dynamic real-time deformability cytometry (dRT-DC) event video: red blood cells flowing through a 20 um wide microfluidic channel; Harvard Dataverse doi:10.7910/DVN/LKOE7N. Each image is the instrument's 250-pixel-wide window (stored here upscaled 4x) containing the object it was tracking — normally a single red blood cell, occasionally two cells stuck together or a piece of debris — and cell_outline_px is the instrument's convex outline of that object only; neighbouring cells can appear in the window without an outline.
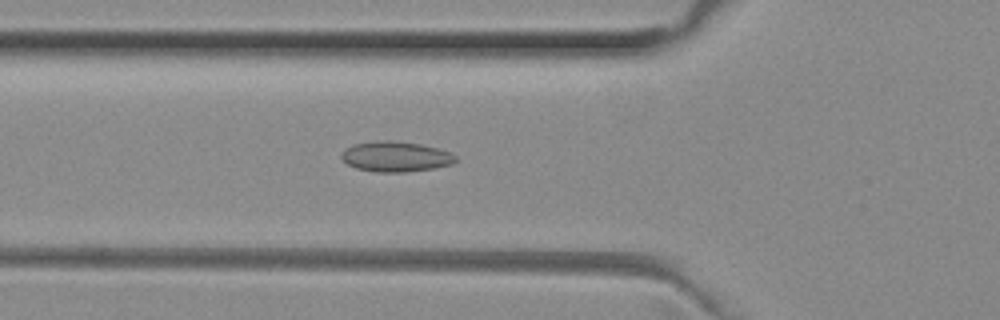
{"species": "common noctule bat (a hibernating species)", "species_latin": "Nyctalus noctula", "temperature_condition": "room temperature", "stored_images_in_passage": 46, "camera_frame_rate_fps": 3000, "um_per_image_px": 0.085, "animal": {"sex": "female", "body_mass_g": 29.2, "forearm_length_mm": 56.3}, "frame": {"image": 1, "passage_image": 13, "time_ms": 4.0, "image_size_px": [1000, 320], "cell_outline_px": [[456, 160], [452, 164], [436, 168], [404, 172], [376, 172], [356, 168], [348, 164], [340, 156], [340, 152], [344, 148], [352, 144], [376, 140], [388, 140], [420, 144], [436, 148], [448, 152], [456, 156]], "centroid_in_image_um": [33.58, 13.31], "position_along_channel_um": 92.2, "area_um2": 20.23}}
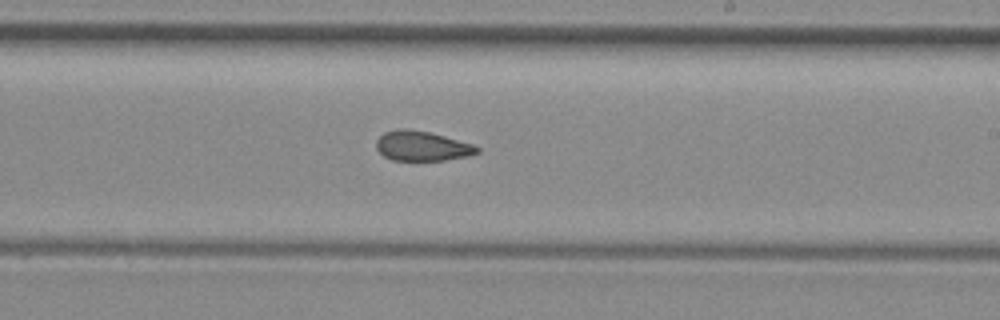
{"frame": {"image": 2, "passage_image": 25, "time_ms": 8.0, "image_size_px": [1000, 320], "cell_outline_px": [[480, 152], [468, 156], [444, 160], [392, 160], [384, 156], [376, 148], [376, 140], [384, 132], [396, 128], [404, 128], [428, 132], [444, 136], [472, 144], [480, 148]], "centroid_in_image_um": [35.85, 12.41], "position_along_channel_um": 253.1, "area_um2": 17.46}}
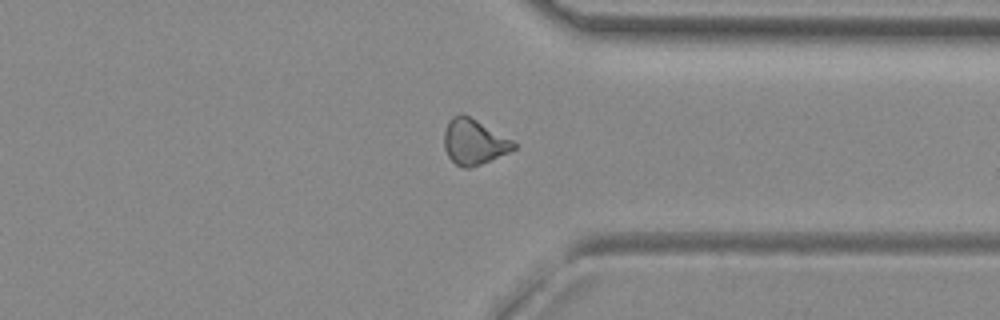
{"frame": {"image": 3, "passage_image": 34, "time_ms": 11.0, "image_size_px": [1000, 320], "cell_outline_px": [[516, 148], [508, 152], [480, 164], [468, 168], [464, 168], [456, 164], [448, 156], [444, 148], [444, 132], [452, 116], [460, 112], [476, 120], [512, 140], [516, 144]], "centroid_in_image_um": [40.25, 12.05], "position_along_channel_um": 371.1, "area_um2": 18.03}, "authors_computed_cell_mechanics": {"area_um2": 18.3804, "velocity_mm_per_s": 4.016, "shape_relaxation_time_tau1_ms": null, "shape_relaxation_time_tau2_ms": 5.1606, "deformation_change_tau1": null, "deformation_change_tau2": 0.1169}}